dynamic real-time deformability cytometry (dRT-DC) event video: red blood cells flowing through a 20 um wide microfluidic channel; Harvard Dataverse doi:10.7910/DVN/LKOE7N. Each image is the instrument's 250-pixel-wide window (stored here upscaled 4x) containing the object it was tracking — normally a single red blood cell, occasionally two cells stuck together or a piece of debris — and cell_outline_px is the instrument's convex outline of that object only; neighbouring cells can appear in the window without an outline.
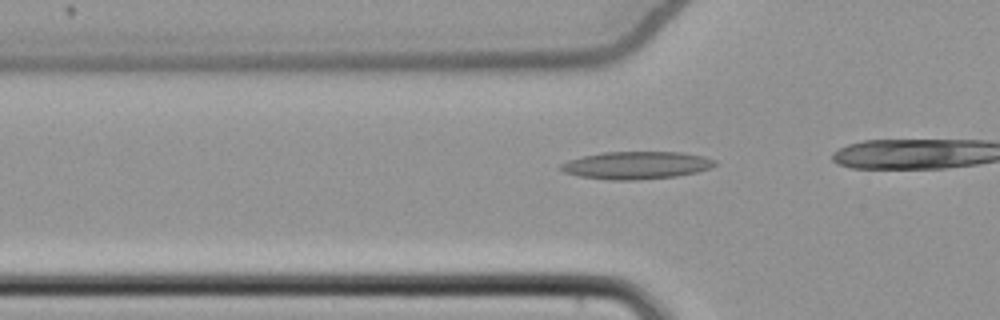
{"species": "common noctule bat (a hibernating species)", "species_latin": "Nyctalus noctula", "temperature_condition": "cold", "stored_images_in_passage": 21, "camera_frame_rate_fps": 3000, "um_per_image_px": 0.085, "animal": {"sex": "female", "body_mass_g": 22.7, "forearm_length_mm": 54.2}, "frame": {"image": 1, "passage_image": 15, "time_ms": 4.667, "image_size_px": [1000, 320], "cell_outline_px": [[716, 164], [712, 168], [696, 172], [676, 176], [636, 180], [608, 180], [580, 176], [564, 172], [560, 168], [560, 164], [568, 160], [584, 156], [604, 152], [684, 152], [704, 156], [716, 160]], "centroid_in_image_um": [54.12, 14.04], "position_along_channel_um": 71.7, "area_um2": 24.8}}
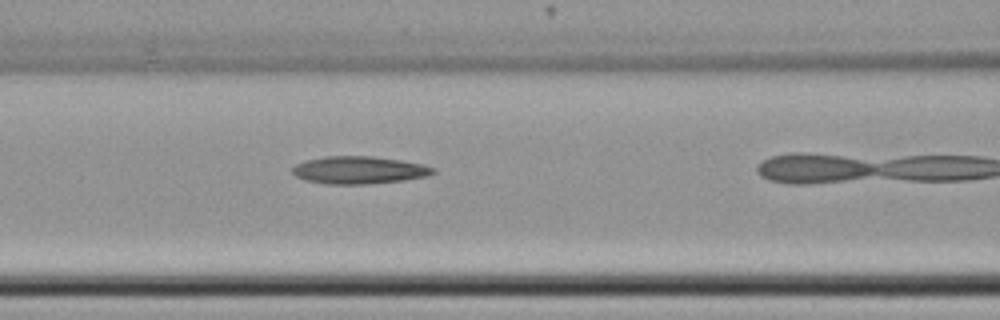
{"frame": {"image": 2, "passage_image": 20, "time_ms": 6.333, "image_size_px": [1000, 320], "cell_outline_px": [[436, 172], [428, 176], [404, 180], [364, 184], [324, 184], [304, 180], [296, 176], [292, 172], [292, 168], [296, 164], [304, 160], [324, 156], [372, 156], [400, 160], [424, 164], [436, 168]], "centroid_in_image_um": [30.51, 14.45], "position_along_channel_um": 136.1, "area_um2": 22.77}}